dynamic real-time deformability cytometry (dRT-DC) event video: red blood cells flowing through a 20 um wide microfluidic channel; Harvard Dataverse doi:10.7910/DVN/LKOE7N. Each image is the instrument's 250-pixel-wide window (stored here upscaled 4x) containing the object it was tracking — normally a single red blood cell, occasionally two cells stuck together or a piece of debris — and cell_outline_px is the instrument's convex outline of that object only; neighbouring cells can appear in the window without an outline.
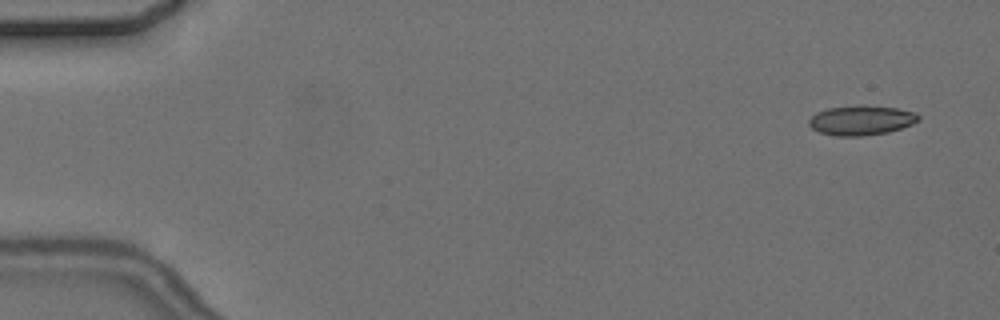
{"species": "common noctule bat (a hibernating species)", "species_latin": "Nyctalus noctula", "temperature_condition": "cold", "stored_images_in_passage": 5, "camera_frame_rate_fps": 3000, "um_per_image_px": 0.085, "animal": {"sex": "female", "body_mass_g": 24.6, "forearm_length_mm": 56.2}, "frame": {"image": 1, "passage_image": 1, "time_ms": 0.0, "image_size_px": [1000, 320], "cell_outline_px": [[920, 120], [912, 124], [888, 132], [860, 136], [836, 136], [820, 132], [812, 128], [808, 124], [808, 120], [816, 112], [828, 108], [860, 104], [864, 104], [896, 108], [916, 112], [920, 116]], "centroid_in_image_um": [73.21, 10.2], "position_along_channel_um": 11.8, "area_um2": 19.13}}
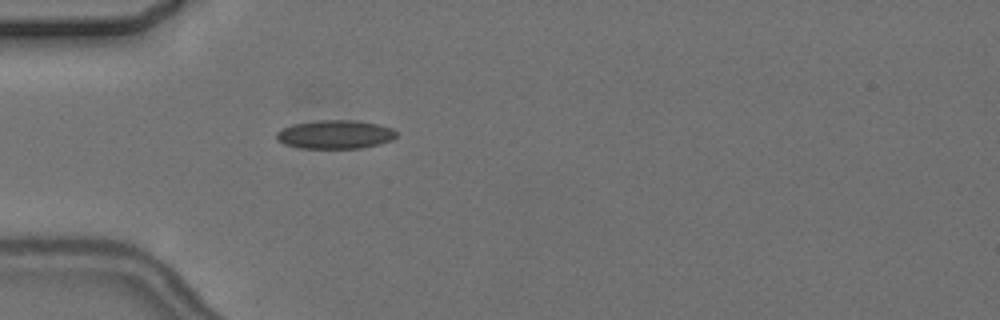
{"frame": {"image": 2, "passage_image": 5, "time_ms": 4.667, "image_size_px": [1000, 320], "cell_outline_px": [[396, 136], [392, 140], [380, 144], [360, 148], [300, 148], [284, 144], [276, 140], [276, 132], [292, 124], [316, 120], [356, 120], [380, 124], [392, 128], [396, 132]], "centroid_in_image_um": [28.49, 11.42], "position_along_channel_um": 56.5, "area_um2": 20.17}}